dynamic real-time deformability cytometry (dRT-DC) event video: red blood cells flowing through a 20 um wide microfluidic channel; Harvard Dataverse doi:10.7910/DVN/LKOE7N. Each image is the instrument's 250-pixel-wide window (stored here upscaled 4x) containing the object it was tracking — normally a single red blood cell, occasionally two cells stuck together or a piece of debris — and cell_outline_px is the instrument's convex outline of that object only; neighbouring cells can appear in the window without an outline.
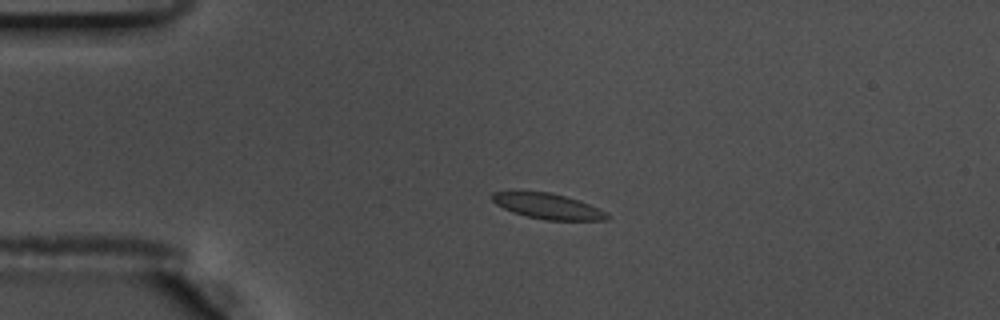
{"species": "common noctule bat (a hibernating species)", "species_latin": "Nyctalus noctula", "temperature_condition": "warm", "stored_images_in_passage": 45, "camera_frame_rate_fps": 3000, "um_per_image_px": 0.085, "animal": {"sex": "male", "body_mass_g": 17.5, "forearm_length_mm": 52.3}, "frame": {"image": 1, "passage_image": 1, "time_ms": 0.0, "image_size_px": [1000, 320], "cell_outline_px": [[608, 220], [544, 220], [512, 212], [496, 204], [492, 200], [492, 192], [548, 192], [564, 196], [588, 204], [608, 212]], "centroid_in_image_um": [46.58, 17.54], "position_along_channel_um": 38.4, "area_um2": 16.7}}
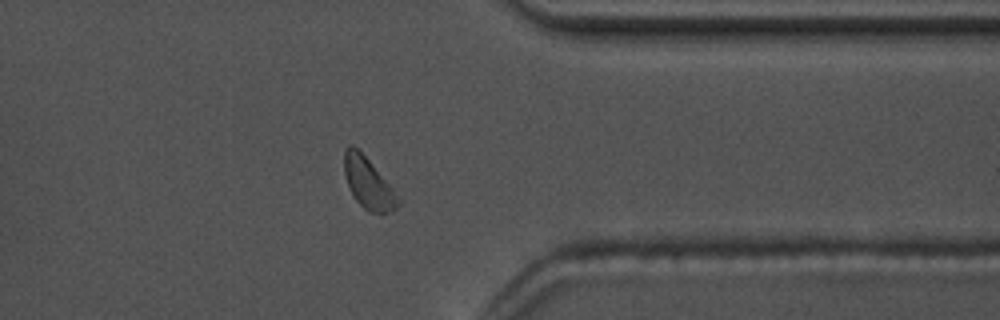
{"frame": {"image": 2, "passage_image": 33, "time_ms": 10.667, "image_size_px": [1000, 320], "cell_outline_px": [[404, 200], [392, 212], [368, 212], [352, 196], [344, 172], [344, 148], [348, 144], [352, 144], [368, 160]], "centroid_in_image_um": [31.33, 15.59], "position_along_channel_um": 380.1, "area_um2": 16.07}}
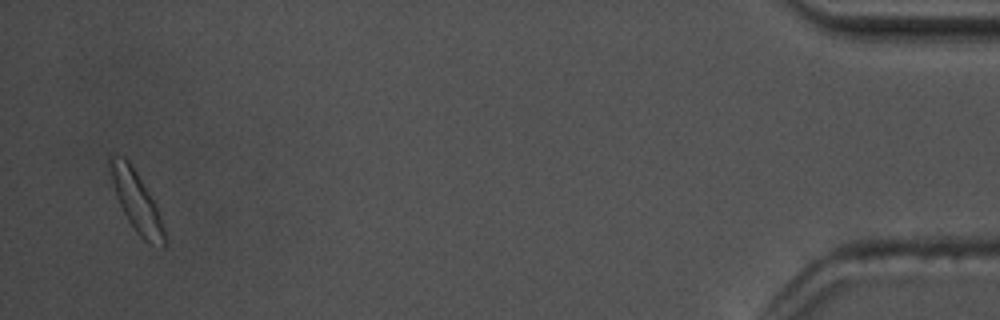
{"frame": {"image": 3, "passage_image": 43, "time_ms": 14.0, "image_size_px": [1000, 320], "cell_outline_px": [[164, 248], [148, 244], [136, 232], [128, 220], [116, 196], [112, 180], [108, 160], [108, 156], [112, 152], [124, 156], [128, 160], [136, 172], [156, 204], [164, 228]], "centroid_in_image_um": [11.58, 17.09], "position_along_channel_um": 423.6, "area_um2": 18.9}}